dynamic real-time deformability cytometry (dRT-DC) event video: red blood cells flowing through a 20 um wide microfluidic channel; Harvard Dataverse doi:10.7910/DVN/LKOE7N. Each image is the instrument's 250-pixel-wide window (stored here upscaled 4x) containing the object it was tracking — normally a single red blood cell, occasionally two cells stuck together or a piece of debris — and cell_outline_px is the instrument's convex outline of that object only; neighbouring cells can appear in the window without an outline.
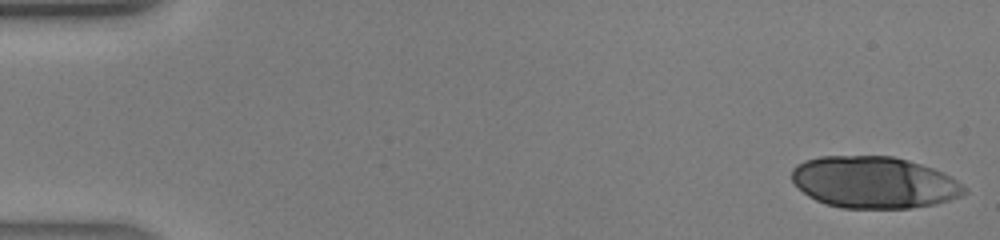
{"species": "human", "species_latin": "Homo sapiens", "temperature_condition": "warm", "stored_images_in_passage": 28, "camera_frame_rate_fps": 3000, "um_per_image_px": 0.085, "donor": {"sex": "male"}, "frame": {"image": 1, "passage_image": 1, "time_ms": 0.0, "image_size_px": [1000, 240], "cell_outline_px": [[968, 192], [960, 196], [936, 204], [912, 208], [840, 208], [824, 204], [808, 196], [792, 180], [792, 168], [796, 164], [804, 160], [820, 156], [892, 156], [908, 160], [944, 172], [968, 188]], "centroid_in_image_um": [74.3, 15.5], "position_along_channel_um": 10.7, "area_um2": 52.25}}
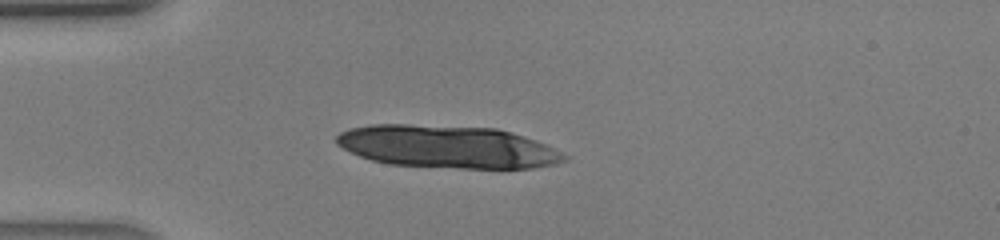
{"frame": {"image": 2, "passage_image": 11, "time_ms": 3.333, "image_size_px": [1000, 240], "cell_outline_px": [[568, 160], [556, 164], [532, 168], [460, 168], [388, 164], [372, 160], [360, 156], [336, 144], [336, 136], [340, 132], [348, 128], [372, 124], [408, 124], [496, 128], [536, 140], [568, 156]], "centroid_in_image_um": [38.01, 12.47], "position_along_channel_um": 47.0, "area_um2": 56.47}}
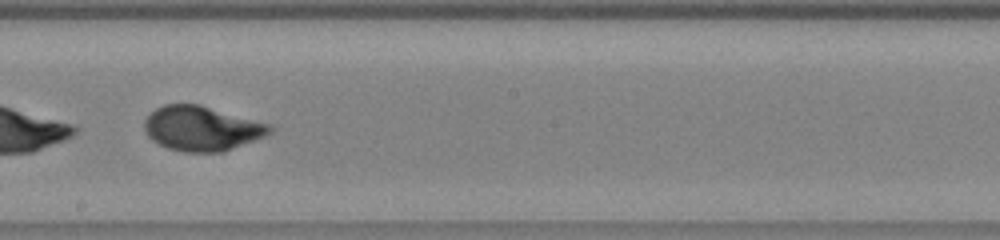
{"frame": {"image": 3, "passage_image": 24, "time_ms": 7.667, "image_size_px": [1000, 240], "cell_outline_px": [[272, 132], [264, 136], [224, 152], [184, 152], [168, 148], [152, 140], [148, 136], [144, 128], [144, 120], [156, 108], [164, 104], [200, 104], [272, 124]], "centroid_in_image_um": [17.16, 10.91], "position_along_channel_um": 231.0, "area_um2": 32.71}}